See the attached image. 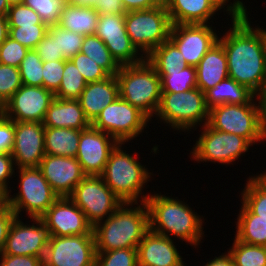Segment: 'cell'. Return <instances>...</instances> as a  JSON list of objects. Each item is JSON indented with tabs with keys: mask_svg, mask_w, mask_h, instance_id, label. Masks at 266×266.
I'll return each instance as SVG.
<instances>
[{
	"mask_svg": "<svg viewBox=\"0 0 266 266\" xmlns=\"http://www.w3.org/2000/svg\"><path fill=\"white\" fill-rule=\"evenodd\" d=\"M248 14L231 20L230 27L218 41L226 57L228 75L256 94L266 83L265 29L251 26Z\"/></svg>",
	"mask_w": 266,
	"mask_h": 266,
	"instance_id": "6da1fadb",
	"label": "cell"
},
{
	"mask_svg": "<svg viewBox=\"0 0 266 266\" xmlns=\"http://www.w3.org/2000/svg\"><path fill=\"white\" fill-rule=\"evenodd\" d=\"M177 198L161 193L149 194L145 201L149 212V229L168 238L173 235L195 248L205 236L202 227L204 217L202 219L189 204Z\"/></svg>",
	"mask_w": 266,
	"mask_h": 266,
	"instance_id": "7a4b0ae2",
	"label": "cell"
},
{
	"mask_svg": "<svg viewBox=\"0 0 266 266\" xmlns=\"http://www.w3.org/2000/svg\"><path fill=\"white\" fill-rule=\"evenodd\" d=\"M148 230L149 212L146 203H122L107 219L93 227L96 252L137 248Z\"/></svg>",
	"mask_w": 266,
	"mask_h": 266,
	"instance_id": "3957f363",
	"label": "cell"
},
{
	"mask_svg": "<svg viewBox=\"0 0 266 266\" xmlns=\"http://www.w3.org/2000/svg\"><path fill=\"white\" fill-rule=\"evenodd\" d=\"M123 144L126 143L119 142L111 151L100 176L123 203H137L139 199V202H145L149 194L145 196L142 191L152 178V173L132 153H126Z\"/></svg>",
	"mask_w": 266,
	"mask_h": 266,
	"instance_id": "277c9868",
	"label": "cell"
},
{
	"mask_svg": "<svg viewBox=\"0 0 266 266\" xmlns=\"http://www.w3.org/2000/svg\"><path fill=\"white\" fill-rule=\"evenodd\" d=\"M119 97L142 111L150 120L161 100V78L146 58L134 65L120 66L115 75Z\"/></svg>",
	"mask_w": 266,
	"mask_h": 266,
	"instance_id": "5b68a950",
	"label": "cell"
},
{
	"mask_svg": "<svg viewBox=\"0 0 266 266\" xmlns=\"http://www.w3.org/2000/svg\"><path fill=\"white\" fill-rule=\"evenodd\" d=\"M209 111L204 93L195 87L186 92H162L155 115L173 130L188 132L193 128L196 130L201 124H207Z\"/></svg>",
	"mask_w": 266,
	"mask_h": 266,
	"instance_id": "8992f818",
	"label": "cell"
},
{
	"mask_svg": "<svg viewBox=\"0 0 266 266\" xmlns=\"http://www.w3.org/2000/svg\"><path fill=\"white\" fill-rule=\"evenodd\" d=\"M171 26L165 4L125 14L126 32L132 44L144 57L169 39Z\"/></svg>",
	"mask_w": 266,
	"mask_h": 266,
	"instance_id": "52a82bcc",
	"label": "cell"
},
{
	"mask_svg": "<svg viewBox=\"0 0 266 266\" xmlns=\"http://www.w3.org/2000/svg\"><path fill=\"white\" fill-rule=\"evenodd\" d=\"M19 190L5 195L6 204L20 217L24 210L29 218H40L59 198L38 167L19 168Z\"/></svg>",
	"mask_w": 266,
	"mask_h": 266,
	"instance_id": "ba28073f",
	"label": "cell"
},
{
	"mask_svg": "<svg viewBox=\"0 0 266 266\" xmlns=\"http://www.w3.org/2000/svg\"><path fill=\"white\" fill-rule=\"evenodd\" d=\"M208 124L215 130L241 136L251 145L266 140L260 128L259 107L255 96L246 104H221L212 107Z\"/></svg>",
	"mask_w": 266,
	"mask_h": 266,
	"instance_id": "9c48e42d",
	"label": "cell"
},
{
	"mask_svg": "<svg viewBox=\"0 0 266 266\" xmlns=\"http://www.w3.org/2000/svg\"><path fill=\"white\" fill-rule=\"evenodd\" d=\"M149 121L142 111L118 97L102 109L91 126L110 134L118 142L127 143L139 137Z\"/></svg>",
	"mask_w": 266,
	"mask_h": 266,
	"instance_id": "30bf717a",
	"label": "cell"
},
{
	"mask_svg": "<svg viewBox=\"0 0 266 266\" xmlns=\"http://www.w3.org/2000/svg\"><path fill=\"white\" fill-rule=\"evenodd\" d=\"M201 134L196 140L190 155L196 162L231 164L252 146L245 138L236 134L213 129L208 123L202 125Z\"/></svg>",
	"mask_w": 266,
	"mask_h": 266,
	"instance_id": "8fae6325",
	"label": "cell"
},
{
	"mask_svg": "<svg viewBox=\"0 0 266 266\" xmlns=\"http://www.w3.org/2000/svg\"><path fill=\"white\" fill-rule=\"evenodd\" d=\"M69 198L84 212L93 227L107 219L123 203L103 178L96 175H87Z\"/></svg>",
	"mask_w": 266,
	"mask_h": 266,
	"instance_id": "7c38bea8",
	"label": "cell"
},
{
	"mask_svg": "<svg viewBox=\"0 0 266 266\" xmlns=\"http://www.w3.org/2000/svg\"><path fill=\"white\" fill-rule=\"evenodd\" d=\"M94 234L50 236L44 266H95Z\"/></svg>",
	"mask_w": 266,
	"mask_h": 266,
	"instance_id": "4fadbf2b",
	"label": "cell"
},
{
	"mask_svg": "<svg viewBox=\"0 0 266 266\" xmlns=\"http://www.w3.org/2000/svg\"><path fill=\"white\" fill-rule=\"evenodd\" d=\"M95 35L104 42L119 66L138 64L145 59L126 32L125 15H100Z\"/></svg>",
	"mask_w": 266,
	"mask_h": 266,
	"instance_id": "5bb4252c",
	"label": "cell"
},
{
	"mask_svg": "<svg viewBox=\"0 0 266 266\" xmlns=\"http://www.w3.org/2000/svg\"><path fill=\"white\" fill-rule=\"evenodd\" d=\"M31 219L34 223L26 225L14 218L1 253L44 258L50 235L41 218Z\"/></svg>",
	"mask_w": 266,
	"mask_h": 266,
	"instance_id": "9a60e30c",
	"label": "cell"
},
{
	"mask_svg": "<svg viewBox=\"0 0 266 266\" xmlns=\"http://www.w3.org/2000/svg\"><path fill=\"white\" fill-rule=\"evenodd\" d=\"M54 98V93L43 86L22 85L4 104L0 112L13 121L42 123Z\"/></svg>",
	"mask_w": 266,
	"mask_h": 266,
	"instance_id": "2e32d148",
	"label": "cell"
},
{
	"mask_svg": "<svg viewBox=\"0 0 266 266\" xmlns=\"http://www.w3.org/2000/svg\"><path fill=\"white\" fill-rule=\"evenodd\" d=\"M209 24H175L169 39L181 52L187 66L196 67L208 50L218 42L217 31Z\"/></svg>",
	"mask_w": 266,
	"mask_h": 266,
	"instance_id": "e0dca14e",
	"label": "cell"
},
{
	"mask_svg": "<svg viewBox=\"0 0 266 266\" xmlns=\"http://www.w3.org/2000/svg\"><path fill=\"white\" fill-rule=\"evenodd\" d=\"M40 218L50 236L94 234L84 212L69 197H59Z\"/></svg>",
	"mask_w": 266,
	"mask_h": 266,
	"instance_id": "ac0fdd59",
	"label": "cell"
},
{
	"mask_svg": "<svg viewBox=\"0 0 266 266\" xmlns=\"http://www.w3.org/2000/svg\"><path fill=\"white\" fill-rule=\"evenodd\" d=\"M44 128L40 122L14 121V145L10 154L15 169L39 166L45 156Z\"/></svg>",
	"mask_w": 266,
	"mask_h": 266,
	"instance_id": "d6986e66",
	"label": "cell"
},
{
	"mask_svg": "<svg viewBox=\"0 0 266 266\" xmlns=\"http://www.w3.org/2000/svg\"><path fill=\"white\" fill-rule=\"evenodd\" d=\"M119 142L110 134L90 126L81 130L76 159L86 175L100 176L111 151Z\"/></svg>",
	"mask_w": 266,
	"mask_h": 266,
	"instance_id": "ffe728a7",
	"label": "cell"
},
{
	"mask_svg": "<svg viewBox=\"0 0 266 266\" xmlns=\"http://www.w3.org/2000/svg\"><path fill=\"white\" fill-rule=\"evenodd\" d=\"M38 168L59 197H69L87 175L74 157L45 154Z\"/></svg>",
	"mask_w": 266,
	"mask_h": 266,
	"instance_id": "44dd1931",
	"label": "cell"
},
{
	"mask_svg": "<svg viewBox=\"0 0 266 266\" xmlns=\"http://www.w3.org/2000/svg\"><path fill=\"white\" fill-rule=\"evenodd\" d=\"M174 240L149 229L137 247L138 266H184Z\"/></svg>",
	"mask_w": 266,
	"mask_h": 266,
	"instance_id": "7402d4cb",
	"label": "cell"
},
{
	"mask_svg": "<svg viewBox=\"0 0 266 266\" xmlns=\"http://www.w3.org/2000/svg\"><path fill=\"white\" fill-rule=\"evenodd\" d=\"M119 97V85L115 75L90 82L77 99L82 107L86 118L92 123L109 104Z\"/></svg>",
	"mask_w": 266,
	"mask_h": 266,
	"instance_id": "603a6c76",
	"label": "cell"
},
{
	"mask_svg": "<svg viewBox=\"0 0 266 266\" xmlns=\"http://www.w3.org/2000/svg\"><path fill=\"white\" fill-rule=\"evenodd\" d=\"M43 126L85 130L91 126L78 100L54 98L46 111Z\"/></svg>",
	"mask_w": 266,
	"mask_h": 266,
	"instance_id": "cb8c5ba5",
	"label": "cell"
},
{
	"mask_svg": "<svg viewBox=\"0 0 266 266\" xmlns=\"http://www.w3.org/2000/svg\"><path fill=\"white\" fill-rule=\"evenodd\" d=\"M197 88L203 93L229 77L227 57L222 44L213 45L196 66Z\"/></svg>",
	"mask_w": 266,
	"mask_h": 266,
	"instance_id": "d4e9b609",
	"label": "cell"
},
{
	"mask_svg": "<svg viewBox=\"0 0 266 266\" xmlns=\"http://www.w3.org/2000/svg\"><path fill=\"white\" fill-rule=\"evenodd\" d=\"M165 6L172 25L210 24L218 12L208 0H165Z\"/></svg>",
	"mask_w": 266,
	"mask_h": 266,
	"instance_id": "484cf974",
	"label": "cell"
},
{
	"mask_svg": "<svg viewBox=\"0 0 266 266\" xmlns=\"http://www.w3.org/2000/svg\"><path fill=\"white\" fill-rule=\"evenodd\" d=\"M99 14L93 7L64 4L59 20L60 27L81 34L94 35L98 25Z\"/></svg>",
	"mask_w": 266,
	"mask_h": 266,
	"instance_id": "4316f807",
	"label": "cell"
},
{
	"mask_svg": "<svg viewBox=\"0 0 266 266\" xmlns=\"http://www.w3.org/2000/svg\"><path fill=\"white\" fill-rule=\"evenodd\" d=\"M204 95L209 109L221 104H246L255 96L246 86L238 84L230 77L207 90Z\"/></svg>",
	"mask_w": 266,
	"mask_h": 266,
	"instance_id": "83f0119b",
	"label": "cell"
},
{
	"mask_svg": "<svg viewBox=\"0 0 266 266\" xmlns=\"http://www.w3.org/2000/svg\"><path fill=\"white\" fill-rule=\"evenodd\" d=\"M81 130L44 128L45 154L76 158Z\"/></svg>",
	"mask_w": 266,
	"mask_h": 266,
	"instance_id": "f1b7e54d",
	"label": "cell"
},
{
	"mask_svg": "<svg viewBox=\"0 0 266 266\" xmlns=\"http://www.w3.org/2000/svg\"><path fill=\"white\" fill-rule=\"evenodd\" d=\"M237 217L236 235L238 241L249 245H266V219L258 218L242 202Z\"/></svg>",
	"mask_w": 266,
	"mask_h": 266,
	"instance_id": "f546056e",
	"label": "cell"
},
{
	"mask_svg": "<svg viewBox=\"0 0 266 266\" xmlns=\"http://www.w3.org/2000/svg\"><path fill=\"white\" fill-rule=\"evenodd\" d=\"M248 178L241 202L258 218L266 219V171Z\"/></svg>",
	"mask_w": 266,
	"mask_h": 266,
	"instance_id": "4dcf8cb0",
	"label": "cell"
},
{
	"mask_svg": "<svg viewBox=\"0 0 266 266\" xmlns=\"http://www.w3.org/2000/svg\"><path fill=\"white\" fill-rule=\"evenodd\" d=\"M155 71L161 78V92L179 93L197 87L196 67Z\"/></svg>",
	"mask_w": 266,
	"mask_h": 266,
	"instance_id": "1f68e13d",
	"label": "cell"
},
{
	"mask_svg": "<svg viewBox=\"0 0 266 266\" xmlns=\"http://www.w3.org/2000/svg\"><path fill=\"white\" fill-rule=\"evenodd\" d=\"M80 52L101 66L109 75L118 73L120 66L112 58L104 42L95 34L84 36Z\"/></svg>",
	"mask_w": 266,
	"mask_h": 266,
	"instance_id": "d6a6232c",
	"label": "cell"
},
{
	"mask_svg": "<svg viewBox=\"0 0 266 266\" xmlns=\"http://www.w3.org/2000/svg\"><path fill=\"white\" fill-rule=\"evenodd\" d=\"M145 58L155 70H178L187 66L181 52L170 39L156 47Z\"/></svg>",
	"mask_w": 266,
	"mask_h": 266,
	"instance_id": "836d02e7",
	"label": "cell"
},
{
	"mask_svg": "<svg viewBox=\"0 0 266 266\" xmlns=\"http://www.w3.org/2000/svg\"><path fill=\"white\" fill-rule=\"evenodd\" d=\"M87 82L74 63L65 60L64 72L59 89L54 93L55 98L77 100L86 87Z\"/></svg>",
	"mask_w": 266,
	"mask_h": 266,
	"instance_id": "e575fe53",
	"label": "cell"
},
{
	"mask_svg": "<svg viewBox=\"0 0 266 266\" xmlns=\"http://www.w3.org/2000/svg\"><path fill=\"white\" fill-rule=\"evenodd\" d=\"M228 252L233 258L234 266H266L265 246L245 244L235 238Z\"/></svg>",
	"mask_w": 266,
	"mask_h": 266,
	"instance_id": "d590c367",
	"label": "cell"
},
{
	"mask_svg": "<svg viewBox=\"0 0 266 266\" xmlns=\"http://www.w3.org/2000/svg\"><path fill=\"white\" fill-rule=\"evenodd\" d=\"M48 32L57 39L58 53H62L65 60L71 59L81 50L84 36L68 31L59 25H51Z\"/></svg>",
	"mask_w": 266,
	"mask_h": 266,
	"instance_id": "8d00e7d4",
	"label": "cell"
},
{
	"mask_svg": "<svg viewBox=\"0 0 266 266\" xmlns=\"http://www.w3.org/2000/svg\"><path fill=\"white\" fill-rule=\"evenodd\" d=\"M42 69L43 61L34 49H29L19 66L22 85L42 87Z\"/></svg>",
	"mask_w": 266,
	"mask_h": 266,
	"instance_id": "74e56055",
	"label": "cell"
},
{
	"mask_svg": "<svg viewBox=\"0 0 266 266\" xmlns=\"http://www.w3.org/2000/svg\"><path fill=\"white\" fill-rule=\"evenodd\" d=\"M95 266H138L137 248L96 252Z\"/></svg>",
	"mask_w": 266,
	"mask_h": 266,
	"instance_id": "f35d334b",
	"label": "cell"
},
{
	"mask_svg": "<svg viewBox=\"0 0 266 266\" xmlns=\"http://www.w3.org/2000/svg\"><path fill=\"white\" fill-rule=\"evenodd\" d=\"M66 2L64 0H24L23 4L33 9L48 26L57 25L61 11Z\"/></svg>",
	"mask_w": 266,
	"mask_h": 266,
	"instance_id": "ab89813d",
	"label": "cell"
},
{
	"mask_svg": "<svg viewBox=\"0 0 266 266\" xmlns=\"http://www.w3.org/2000/svg\"><path fill=\"white\" fill-rule=\"evenodd\" d=\"M48 28L49 26L47 24L9 27V37L28 49H35L48 32Z\"/></svg>",
	"mask_w": 266,
	"mask_h": 266,
	"instance_id": "60d3db41",
	"label": "cell"
},
{
	"mask_svg": "<svg viewBox=\"0 0 266 266\" xmlns=\"http://www.w3.org/2000/svg\"><path fill=\"white\" fill-rule=\"evenodd\" d=\"M21 86L19 68L0 63V109Z\"/></svg>",
	"mask_w": 266,
	"mask_h": 266,
	"instance_id": "b9f144b4",
	"label": "cell"
},
{
	"mask_svg": "<svg viewBox=\"0 0 266 266\" xmlns=\"http://www.w3.org/2000/svg\"><path fill=\"white\" fill-rule=\"evenodd\" d=\"M9 27L33 26L44 23L40 16L25 4L10 6L7 14Z\"/></svg>",
	"mask_w": 266,
	"mask_h": 266,
	"instance_id": "7bdbcfd3",
	"label": "cell"
},
{
	"mask_svg": "<svg viewBox=\"0 0 266 266\" xmlns=\"http://www.w3.org/2000/svg\"><path fill=\"white\" fill-rule=\"evenodd\" d=\"M70 60L84 76V80L87 83L100 81L109 76V74L101 66L81 52H78Z\"/></svg>",
	"mask_w": 266,
	"mask_h": 266,
	"instance_id": "ee69618b",
	"label": "cell"
},
{
	"mask_svg": "<svg viewBox=\"0 0 266 266\" xmlns=\"http://www.w3.org/2000/svg\"><path fill=\"white\" fill-rule=\"evenodd\" d=\"M28 50L27 47L23 46L18 41L8 37L0 45V63L19 68Z\"/></svg>",
	"mask_w": 266,
	"mask_h": 266,
	"instance_id": "f6af8a7d",
	"label": "cell"
},
{
	"mask_svg": "<svg viewBox=\"0 0 266 266\" xmlns=\"http://www.w3.org/2000/svg\"><path fill=\"white\" fill-rule=\"evenodd\" d=\"M65 60L43 62V87L55 93L62 80Z\"/></svg>",
	"mask_w": 266,
	"mask_h": 266,
	"instance_id": "bcb514c9",
	"label": "cell"
},
{
	"mask_svg": "<svg viewBox=\"0 0 266 266\" xmlns=\"http://www.w3.org/2000/svg\"><path fill=\"white\" fill-rule=\"evenodd\" d=\"M43 62L65 60L62 53H58L57 39L49 32L34 49Z\"/></svg>",
	"mask_w": 266,
	"mask_h": 266,
	"instance_id": "7dc6e473",
	"label": "cell"
},
{
	"mask_svg": "<svg viewBox=\"0 0 266 266\" xmlns=\"http://www.w3.org/2000/svg\"><path fill=\"white\" fill-rule=\"evenodd\" d=\"M15 165L13 157L10 153H1L0 154V192L4 195L12 192L8 187L9 179L13 178L15 175ZM8 181V182H7ZM10 188V189H9Z\"/></svg>",
	"mask_w": 266,
	"mask_h": 266,
	"instance_id": "c3c4849f",
	"label": "cell"
},
{
	"mask_svg": "<svg viewBox=\"0 0 266 266\" xmlns=\"http://www.w3.org/2000/svg\"><path fill=\"white\" fill-rule=\"evenodd\" d=\"M14 145V121L0 112V154L11 153Z\"/></svg>",
	"mask_w": 266,
	"mask_h": 266,
	"instance_id": "681fc988",
	"label": "cell"
},
{
	"mask_svg": "<svg viewBox=\"0 0 266 266\" xmlns=\"http://www.w3.org/2000/svg\"><path fill=\"white\" fill-rule=\"evenodd\" d=\"M217 10L224 9L228 16L232 17V20H237L245 17L248 13L245 4L241 0H234L233 3H229L230 0H208ZM229 3V4H227ZM227 5L226 8H224Z\"/></svg>",
	"mask_w": 266,
	"mask_h": 266,
	"instance_id": "f907efd6",
	"label": "cell"
},
{
	"mask_svg": "<svg viewBox=\"0 0 266 266\" xmlns=\"http://www.w3.org/2000/svg\"><path fill=\"white\" fill-rule=\"evenodd\" d=\"M0 266H44L43 259L35 256H16L0 253Z\"/></svg>",
	"mask_w": 266,
	"mask_h": 266,
	"instance_id": "816d5d0a",
	"label": "cell"
},
{
	"mask_svg": "<svg viewBox=\"0 0 266 266\" xmlns=\"http://www.w3.org/2000/svg\"><path fill=\"white\" fill-rule=\"evenodd\" d=\"M15 217L16 214L6 203L0 208V253L5 245L9 228Z\"/></svg>",
	"mask_w": 266,
	"mask_h": 266,
	"instance_id": "f5cc1de1",
	"label": "cell"
},
{
	"mask_svg": "<svg viewBox=\"0 0 266 266\" xmlns=\"http://www.w3.org/2000/svg\"><path fill=\"white\" fill-rule=\"evenodd\" d=\"M93 8L98 12L99 15L126 14V11L122 5V0H98Z\"/></svg>",
	"mask_w": 266,
	"mask_h": 266,
	"instance_id": "db71d44e",
	"label": "cell"
},
{
	"mask_svg": "<svg viewBox=\"0 0 266 266\" xmlns=\"http://www.w3.org/2000/svg\"><path fill=\"white\" fill-rule=\"evenodd\" d=\"M164 4L165 0H122L126 12L148 10Z\"/></svg>",
	"mask_w": 266,
	"mask_h": 266,
	"instance_id": "11a10c76",
	"label": "cell"
},
{
	"mask_svg": "<svg viewBox=\"0 0 266 266\" xmlns=\"http://www.w3.org/2000/svg\"><path fill=\"white\" fill-rule=\"evenodd\" d=\"M256 100L258 101L259 107V122L261 131L266 138V83L264 86L255 94Z\"/></svg>",
	"mask_w": 266,
	"mask_h": 266,
	"instance_id": "9f6ffc18",
	"label": "cell"
},
{
	"mask_svg": "<svg viewBox=\"0 0 266 266\" xmlns=\"http://www.w3.org/2000/svg\"><path fill=\"white\" fill-rule=\"evenodd\" d=\"M204 266H234L233 258L227 251L220 256H215L214 259L208 261Z\"/></svg>",
	"mask_w": 266,
	"mask_h": 266,
	"instance_id": "6f0895ef",
	"label": "cell"
},
{
	"mask_svg": "<svg viewBox=\"0 0 266 266\" xmlns=\"http://www.w3.org/2000/svg\"><path fill=\"white\" fill-rule=\"evenodd\" d=\"M9 37L7 15H0V45Z\"/></svg>",
	"mask_w": 266,
	"mask_h": 266,
	"instance_id": "680465c9",
	"label": "cell"
},
{
	"mask_svg": "<svg viewBox=\"0 0 266 266\" xmlns=\"http://www.w3.org/2000/svg\"><path fill=\"white\" fill-rule=\"evenodd\" d=\"M97 1L98 0H67V3L78 6L94 7Z\"/></svg>",
	"mask_w": 266,
	"mask_h": 266,
	"instance_id": "91938a15",
	"label": "cell"
},
{
	"mask_svg": "<svg viewBox=\"0 0 266 266\" xmlns=\"http://www.w3.org/2000/svg\"><path fill=\"white\" fill-rule=\"evenodd\" d=\"M10 6L6 0H0V15H7Z\"/></svg>",
	"mask_w": 266,
	"mask_h": 266,
	"instance_id": "94428289",
	"label": "cell"
},
{
	"mask_svg": "<svg viewBox=\"0 0 266 266\" xmlns=\"http://www.w3.org/2000/svg\"><path fill=\"white\" fill-rule=\"evenodd\" d=\"M8 2L9 6L17 5V4H22L24 0H6Z\"/></svg>",
	"mask_w": 266,
	"mask_h": 266,
	"instance_id": "6125c7cd",
	"label": "cell"
},
{
	"mask_svg": "<svg viewBox=\"0 0 266 266\" xmlns=\"http://www.w3.org/2000/svg\"><path fill=\"white\" fill-rule=\"evenodd\" d=\"M6 203L5 195L0 192V208Z\"/></svg>",
	"mask_w": 266,
	"mask_h": 266,
	"instance_id": "be15d7a7",
	"label": "cell"
},
{
	"mask_svg": "<svg viewBox=\"0 0 266 266\" xmlns=\"http://www.w3.org/2000/svg\"><path fill=\"white\" fill-rule=\"evenodd\" d=\"M265 58H266V29H265Z\"/></svg>",
	"mask_w": 266,
	"mask_h": 266,
	"instance_id": "e7e4bbea",
	"label": "cell"
}]
</instances>
